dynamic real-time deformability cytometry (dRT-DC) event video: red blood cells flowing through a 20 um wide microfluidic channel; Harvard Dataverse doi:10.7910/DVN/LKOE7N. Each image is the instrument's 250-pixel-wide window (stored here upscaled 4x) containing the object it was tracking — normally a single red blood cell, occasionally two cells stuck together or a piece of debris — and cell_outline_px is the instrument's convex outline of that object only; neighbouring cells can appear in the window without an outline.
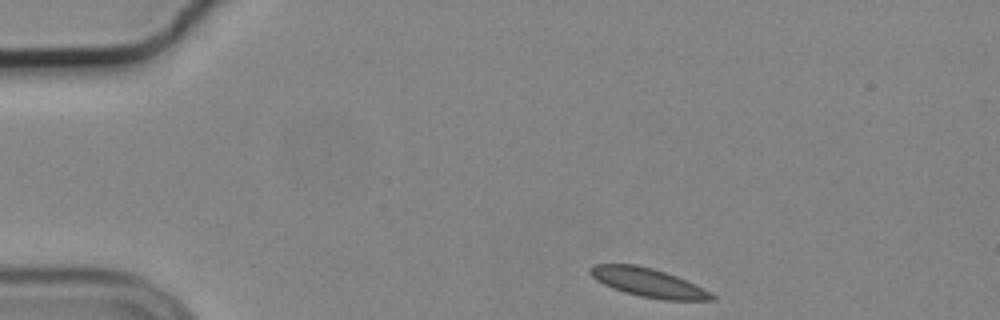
{"species": "common noctule bat (a hibernating species)", "species_latin": "Nyctalus noctula", "temperature_condition": "cold", "stored_images_in_passage": 40, "camera_frame_rate_fps": 3000, "um_per_image_px": 0.085, "animal": {"sex": "male", "body_mass_g": 19.2, "forearm_length_mm": 51.8}, "frame": {"image": 1, "passage_image": 1, "time_ms": 0.0, "image_size_px": [1000, 320], "cell_outline_px": [[716, 300], [664, 300], [640, 296], [624, 292], [612, 288], [596, 280], [588, 272], [588, 268], [592, 264], [636, 264], [652, 268], [676, 276], [704, 288], [716, 296]], "centroid_in_image_um": [55.08, 24.02], "position_along_channel_um": 29.9, "area_um2": 20.4}}
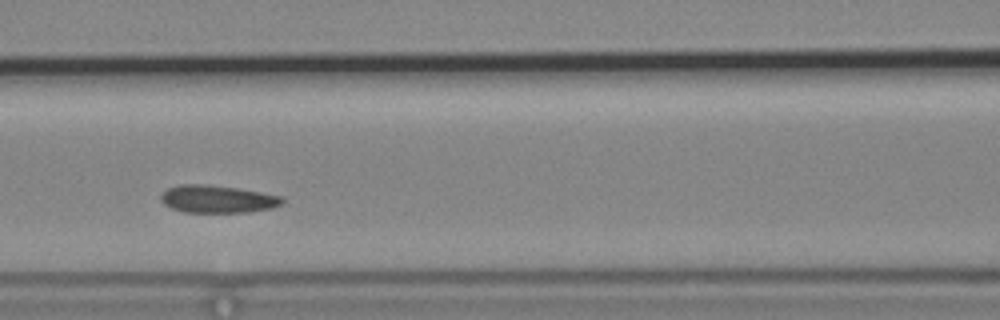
{"frame": {"image": 2, "passage_image": 16, "time_ms": 5.0, "image_size_px": [1000, 320], "cell_outline_px": [[284, 200], [280, 204], [272, 208], [248, 212], [184, 212], [172, 208], [164, 204], [160, 200], [160, 196], [168, 188], [180, 184], [204, 184], [236, 188], [260, 192], [280, 196]], "centroid_in_image_um": [18.45, 16.92], "position_along_channel_um": 148.2, "area_um2": 19.31}}
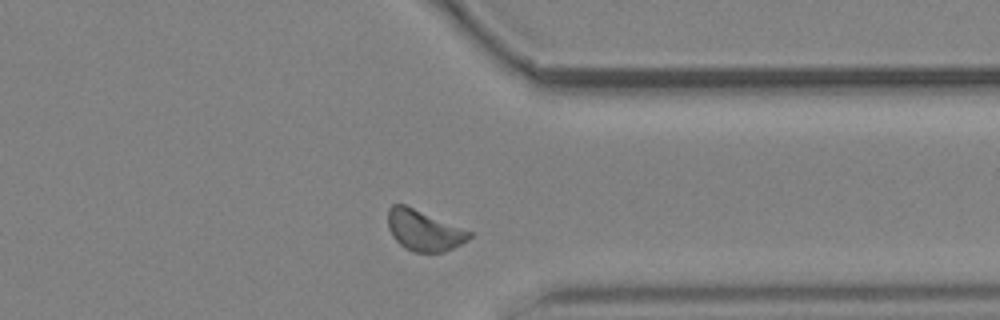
{"frame": {"image": 3, "passage_image": 35, "time_ms": 11.333, "image_size_px": [1000, 320], "cell_outline_px": [[472, 236], [468, 240], [444, 252], [412, 252], [404, 248], [392, 236], [388, 228], [388, 208], [392, 204], [404, 204], [472, 232]], "centroid_in_image_um": [36.0, 19.59], "position_along_channel_um": 375.4, "area_um2": 19.19}, "authors_computed_cell_mechanics": {"area_um2": 19.2763, "velocity_mm_per_s": 3.6387, "shape_relaxation_time_tau1_ms": 3.5799, "shape_relaxation_time_tau2_ms": 3.9984, "deformation_change_tau1": 0.077, "deformation_change_tau2": 0.0536}}